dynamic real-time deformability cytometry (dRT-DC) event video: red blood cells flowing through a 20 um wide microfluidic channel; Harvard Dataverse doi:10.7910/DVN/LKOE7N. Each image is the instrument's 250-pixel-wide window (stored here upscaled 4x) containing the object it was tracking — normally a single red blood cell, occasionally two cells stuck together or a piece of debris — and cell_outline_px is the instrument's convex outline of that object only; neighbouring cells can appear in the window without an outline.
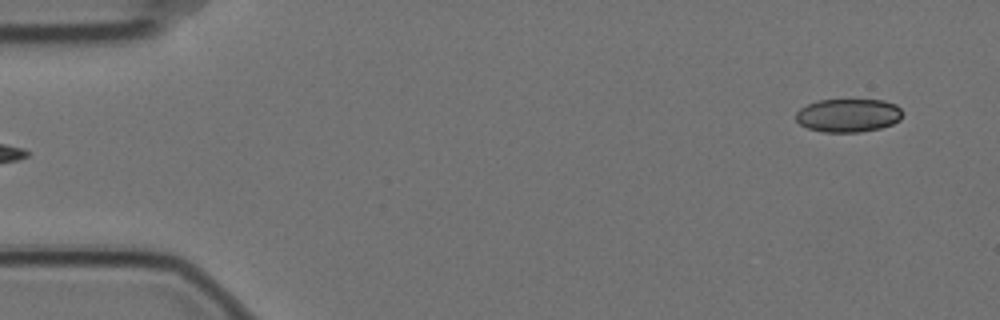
{"species": "Egyptian fruit bat (a non-hibernating species)", "species_latin": "Rousettus aegyptiacus", "temperature_condition": "cold", "stored_images_in_passage": 4, "segment_of_instrument_passage": [2, 2], "camera_frame_rate_fps": 3000, "um_per_image_px": 0.085, "animal": {"sex": "female"}, "frame": {"image": 1, "passage_image": 4, "time_ms": 1.0, "image_size_px": [1000, 320], "cell_outline_px": [[904, 112], [900, 120], [892, 124], [880, 128], [860, 132], [824, 132], [808, 128], [800, 124], [796, 120], [796, 112], [800, 108], [816, 100], [884, 100], [896, 104]], "centroid_in_image_um": [72.12, 9.8], "position_along_channel_um": 12.9, "area_um2": 20.87}}